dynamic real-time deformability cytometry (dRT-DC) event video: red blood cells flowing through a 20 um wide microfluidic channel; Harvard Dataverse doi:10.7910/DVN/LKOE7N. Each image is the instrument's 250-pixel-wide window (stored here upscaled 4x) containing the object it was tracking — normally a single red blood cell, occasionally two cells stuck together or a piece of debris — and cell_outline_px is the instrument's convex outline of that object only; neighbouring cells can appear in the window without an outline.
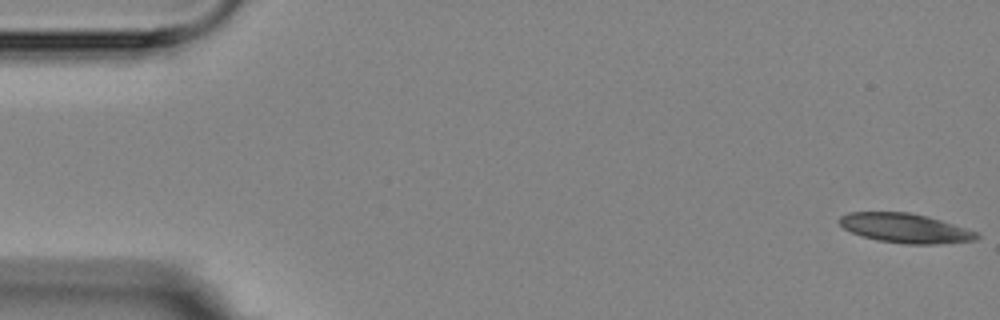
{"species": "Egyptian fruit bat (a non-hibernating species)", "species_latin": "Rousettus aegyptiacus", "temperature_condition": "room temperature", "stored_images_in_passage": 3, "camera_frame_rate_fps": 3000, "um_per_image_px": 0.085, "animal": {"sex": "female"}, "frame": {"image": 1, "passage_image": 1, "time_ms": 0.0, "image_size_px": [1000, 320], "cell_outline_px": [[980, 236], [976, 240], [936, 244], [904, 244], [876, 240], [860, 236], [844, 228], [836, 220], [840, 216], [848, 212], [908, 212], [940, 220], [976, 232]], "centroid_in_image_um": [76.87, 19.4], "position_along_channel_um": 8.1, "area_um2": 23.41}}